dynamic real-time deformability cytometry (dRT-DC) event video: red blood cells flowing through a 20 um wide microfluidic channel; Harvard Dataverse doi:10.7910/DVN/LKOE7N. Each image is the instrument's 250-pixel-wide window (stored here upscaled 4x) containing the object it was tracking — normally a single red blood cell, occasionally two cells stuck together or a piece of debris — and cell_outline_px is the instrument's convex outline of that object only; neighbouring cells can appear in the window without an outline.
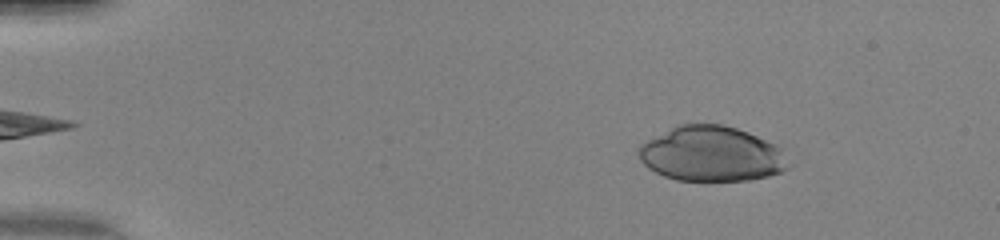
{"species": "human", "species_latin": "Homo sapiens", "temperature_condition": "warm", "stored_images_in_passage": 49, "camera_frame_rate_fps": 3000, "um_per_image_px": 0.085, "donor": {"sex": "female"}, "frame": {"image": 1, "passage_image": 7, "time_ms": 2.0, "image_size_px": [1000, 240], "cell_outline_px": [[788, 168], [780, 172], [768, 176], [748, 180], [676, 180], [664, 176], [648, 168], [640, 160], [636, 152], [640, 144], [676, 124], [724, 124], [748, 132], [776, 144], [784, 148]], "centroid_in_image_um": [60.46, 13.07], "position_along_channel_um": 24.5, "area_um2": 48.32}}
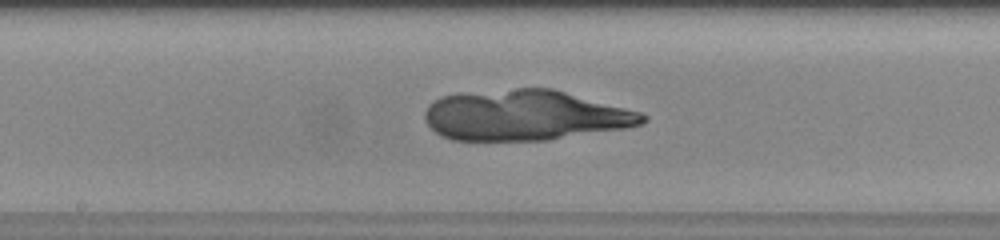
{"frame": {"image": 2, "passage_image": 27, "time_ms": 8.667, "image_size_px": [1000, 240], "cell_outline_px": [[648, 120], [640, 124], [624, 128], [548, 140], [452, 140], [436, 132], [424, 120], [424, 112], [428, 104], [440, 96], [516, 88], [552, 88], [640, 112], [648, 116]], "centroid_in_image_um": [44.61, 9.8], "position_along_channel_um": 203.6, "area_um2": 63.58}}
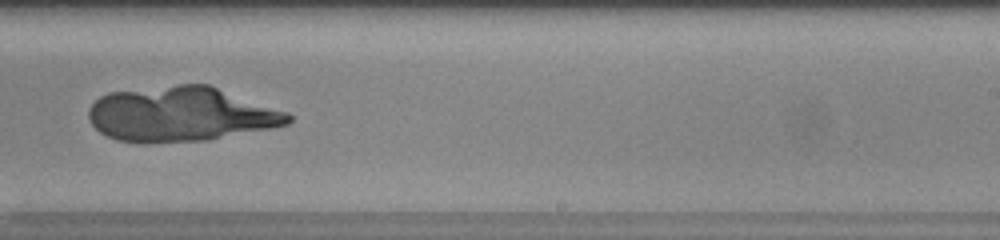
{"frame": {"image": 3, "passage_image": 32, "time_ms": 10.333, "image_size_px": [1000, 240], "cell_outline_px": [[292, 120], [288, 124], [208, 140], [144, 144], [116, 140], [100, 132], [88, 120], [88, 108], [100, 96], [108, 92], [180, 84], [208, 84], [288, 112], [292, 116]], "centroid_in_image_um": [15.33, 9.71], "position_along_channel_um": 273.7, "area_um2": 63.87}}